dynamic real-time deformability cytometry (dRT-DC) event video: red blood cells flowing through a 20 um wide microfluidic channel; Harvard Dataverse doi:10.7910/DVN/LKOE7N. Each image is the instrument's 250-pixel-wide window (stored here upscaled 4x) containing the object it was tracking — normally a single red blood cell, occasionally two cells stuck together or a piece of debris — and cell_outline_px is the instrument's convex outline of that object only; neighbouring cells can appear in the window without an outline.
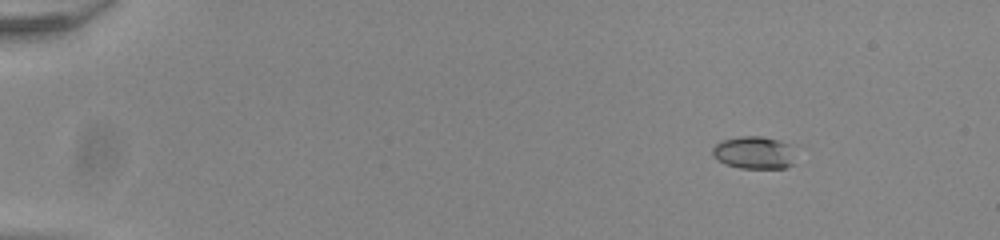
{"species": "common noctule bat (a hibernating species)", "species_latin": "Nyctalus noctula", "temperature_condition": "room temperature", "stored_images_in_passage": 48, "camera_frame_rate_fps": 3000, "um_per_image_px": 0.085, "animal": {"sex": "male", "body_mass_g": 20.0, "forearm_length_mm": 53.3}, "frame": {"image": 1, "passage_image": 1, "time_ms": 0.0, "image_size_px": [1000, 240], "cell_outline_px": [[792, 164], [784, 168], [740, 168], [724, 164], [712, 156], [712, 148], [716, 144], [724, 140], [740, 136], [760, 136], [780, 140], [788, 144]], "centroid_in_image_um": [64.0, 12.97], "position_along_channel_um": 21.0, "area_um2": 15.43}}
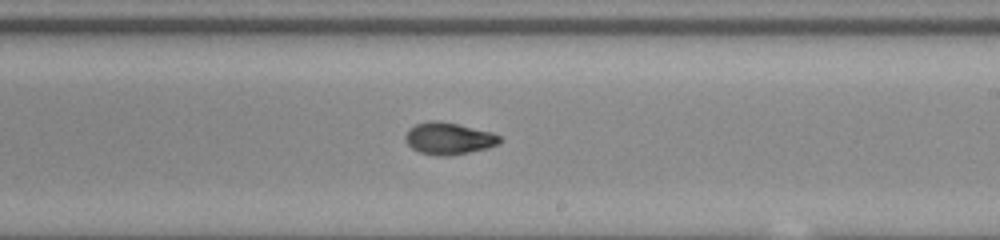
{"frame": {"image": 2, "passage_image": 28, "time_ms": 9.0, "image_size_px": [1000, 240], "cell_outline_px": [[504, 140], [500, 144], [488, 148], [448, 156], [436, 156], [420, 152], [412, 148], [404, 140], [404, 136], [408, 128], [416, 124], [428, 120], [440, 120], [492, 132], [500, 136]], "centroid_in_image_um": [38.14, 11.76], "position_along_channel_um": 250.9, "area_um2": 17.86}}
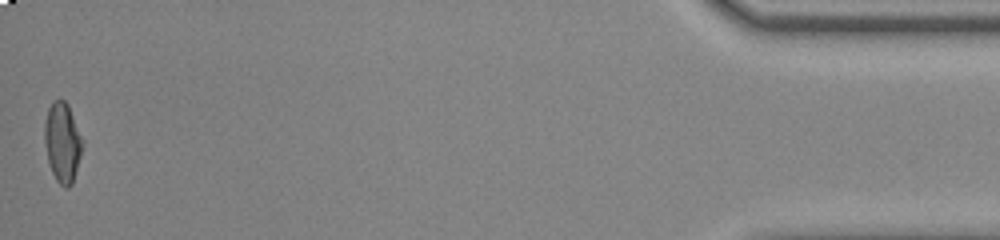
{"frame": {"image": 3, "passage_image": 48, "time_ms": 15.667, "image_size_px": [1000, 240], "cell_outline_px": [[84, 144], [72, 184], [68, 188], [64, 188], [56, 180], [52, 172], [48, 160], [44, 140], [44, 120], [48, 108], [52, 100], [64, 100], [68, 104], [84, 140]], "centroid_in_image_um": [5.31, 12.08], "position_along_channel_um": 429.9, "area_um2": 17.86}, "authors_computed_cell_mechanics": {"area_um2": 17.1666, "velocity_mm_per_s": 3.9175, "shape_relaxation_time_tau1_ms": 5.4692, "shape_relaxation_time_tau2_ms": 2.0855, "deformation_change_tau1": 0.2133, "deformation_change_tau2": 0.063}}